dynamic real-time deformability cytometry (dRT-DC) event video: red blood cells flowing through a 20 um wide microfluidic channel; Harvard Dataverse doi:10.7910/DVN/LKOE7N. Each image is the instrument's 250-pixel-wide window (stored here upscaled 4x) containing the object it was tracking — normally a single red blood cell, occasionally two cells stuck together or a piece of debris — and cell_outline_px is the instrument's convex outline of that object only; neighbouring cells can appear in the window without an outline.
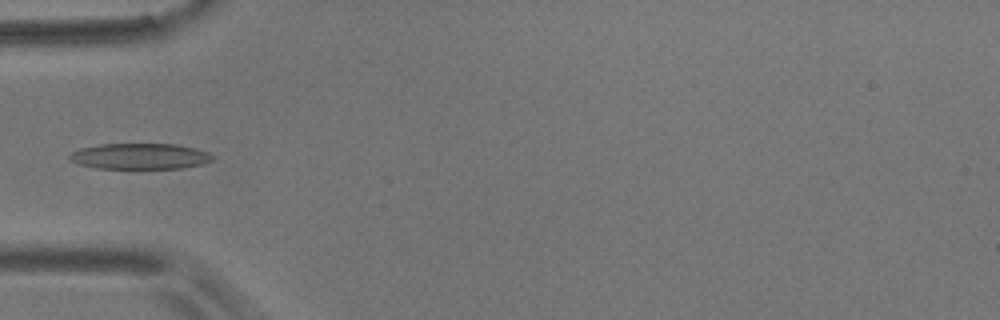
{"species": "common noctule bat (a hibernating species)", "species_latin": "Nyctalus noctula", "temperature_condition": "room temperature", "stored_images_in_passage": 5, "camera_frame_rate_fps": 3000, "um_per_image_px": 0.085, "animal": {"sex": "male", "body_mass_g": 17.9}, "frame": {"image": 1, "passage_image": 5, "time_ms": 1.333, "image_size_px": [1000, 320], "cell_outline_px": [[216, 156], [212, 160], [204, 164], [180, 168], [96, 168], [80, 164], [68, 160], [68, 156], [72, 152], [80, 148], [100, 144], [176, 144], [208, 152]], "centroid_in_image_um": [11.89, 13.28], "position_along_channel_um": 73.1, "area_um2": 21.5}}